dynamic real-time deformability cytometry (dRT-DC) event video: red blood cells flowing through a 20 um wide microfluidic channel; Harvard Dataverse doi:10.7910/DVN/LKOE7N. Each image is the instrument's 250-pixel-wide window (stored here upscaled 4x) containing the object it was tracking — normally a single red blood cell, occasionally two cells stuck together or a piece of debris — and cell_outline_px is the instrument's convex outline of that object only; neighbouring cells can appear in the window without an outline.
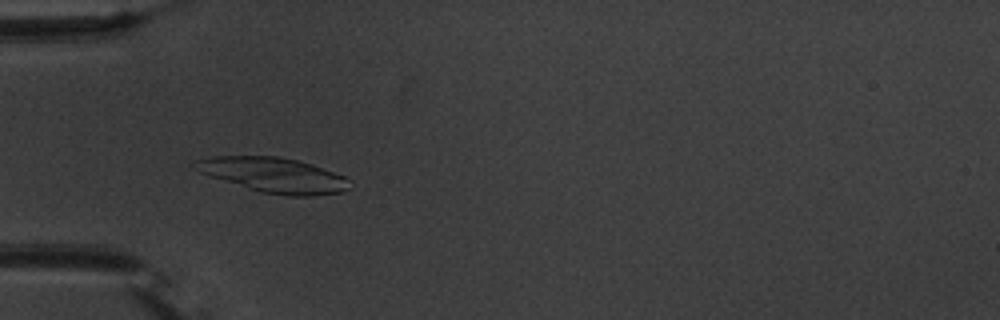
{"species": "common noctule bat (a hibernating species)", "species_latin": "Nyctalus noctula", "temperature_condition": "warm", "stored_images_in_passage": 55, "camera_frame_rate_fps": 3000, "um_per_image_px": 0.085, "animal": {"sex": "male", "body_mass_g": 20.1, "forearm_length_mm": 53.5}, "frame": {"image": 1, "passage_image": 18, "time_ms": 5.667, "image_size_px": [1000, 320], "cell_outline_px": [[352, 188], [340, 192], [312, 196], [288, 196], [260, 192], [200, 172], [196, 160], [212, 156], [276, 156], [296, 160], [312, 164], [344, 176], [352, 180]], "centroid_in_image_um": [23.38, 14.89], "position_along_channel_um": 61.6, "area_um2": 31.1}}
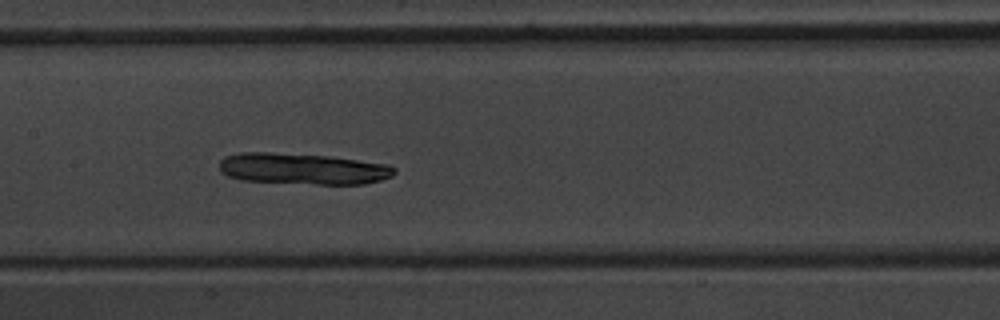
{"frame": {"image": 2, "passage_image": 28, "time_ms": 9.0, "image_size_px": [1000, 320], "cell_outline_px": [[396, 172], [392, 176], [380, 180], [364, 184], [316, 184], [240, 180], [228, 176], [220, 172], [220, 160], [224, 156], [240, 152], [272, 152], [328, 156], [388, 164], [396, 168]], "centroid_in_image_um": [25.72, 14.34], "position_along_channel_um": 181.7, "area_um2": 31.96}}
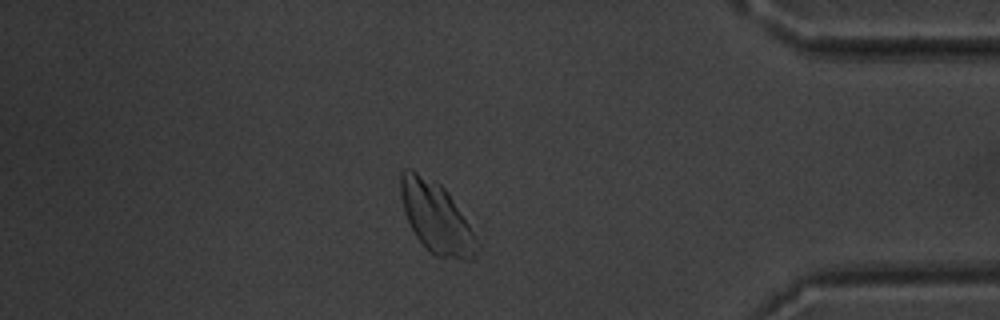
{"frame": {"image": 3, "passage_image": 48, "time_ms": 15.667, "image_size_px": [1000, 320], "cell_outline_px": [[480, 248], [472, 260], [464, 260], [436, 256], [416, 236], [408, 220], [400, 196], [400, 172], [404, 168], [412, 168], [440, 184], [448, 192], [468, 224], [480, 244]], "centroid_in_image_um": [37.08, 18.47], "position_along_channel_um": 398.1, "area_um2": 31.21}}